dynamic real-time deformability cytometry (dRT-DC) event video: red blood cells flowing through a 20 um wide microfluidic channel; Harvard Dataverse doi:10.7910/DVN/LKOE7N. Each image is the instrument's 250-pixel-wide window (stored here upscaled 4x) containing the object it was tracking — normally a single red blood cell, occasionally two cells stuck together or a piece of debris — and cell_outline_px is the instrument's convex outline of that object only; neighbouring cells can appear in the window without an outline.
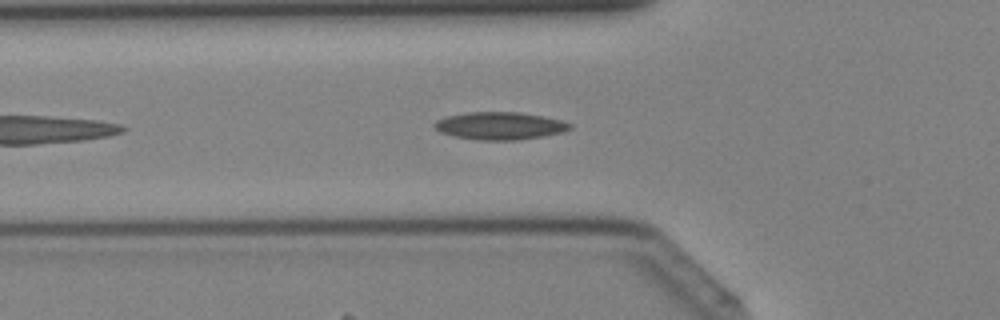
{"species": "Egyptian fruit bat (a non-hibernating species)", "species_latin": "Rousettus aegyptiacus", "temperature_condition": "cold", "stored_images_in_passage": 18, "camera_frame_rate_fps": 3000, "um_per_image_px": 0.085, "animal": {"sex": "female"}, "frame": {"image": 1, "passage_image": 5, "time_ms": 1.333, "image_size_px": [1000, 320], "cell_outline_px": [[572, 128], [564, 132], [516, 140], [480, 140], [456, 136], [440, 132], [432, 124], [436, 120], [448, 116], [468, 112], [520, 112], [560, 120], [572, 124]], "centroid_in_image_um": [42.48, 10.69], "position_along_channel_um": 83.3, "area_um2": 21.5}}
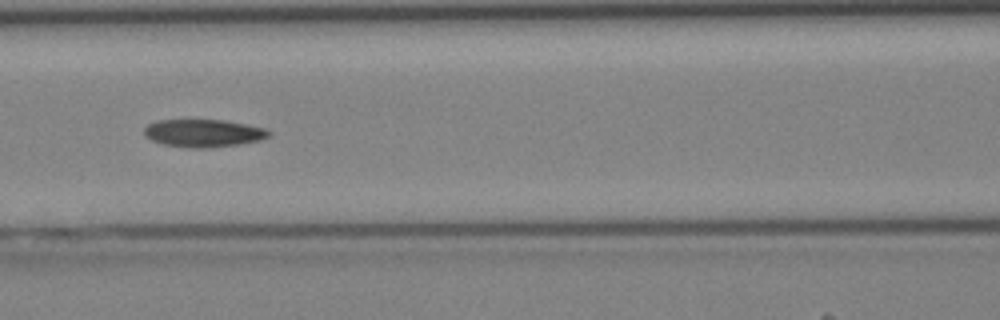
{"frame": {"image": 2, "passage_image": 9, "time_ms": 2.667, "image_size_px": [1000, 320], "cell_outline_px": [[272, 132], [268, 136], [260, 140], [240, 144], [204, 148], [188, 148], [164, 144], [152, 140], [144, 136], [144, 128], [148, 124], [160, 120], [224, 120], [248, 124], [264, 128]], "centroid_in_image_um": [17.3, 11.31], "position_along_channel_um": 149.3, "area_um2": 20.11}}
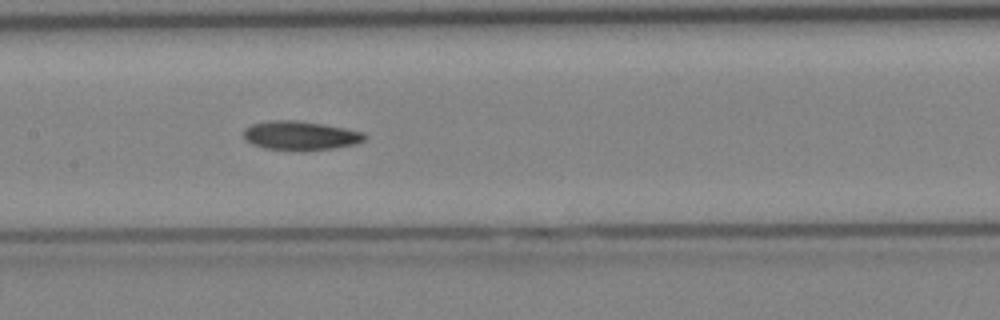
{"frame": {"image": 3, "passage_image": 11, "time_ms": 3.333, "image_size_px": [1000, 320], "cell_outline_px": [[368, 136], [364, 140], [356, 144], [332, 148], [304, 152], [264, 148], [252, 144], [244, 136], [244, 128], [252, 124], [272, 120], [296, 120], [324, 124], [364, 132]], "centroid_in_image_um": [25.56, 11.54], "position_along_channel_um": 181.8, "area_um2": 20.69}}